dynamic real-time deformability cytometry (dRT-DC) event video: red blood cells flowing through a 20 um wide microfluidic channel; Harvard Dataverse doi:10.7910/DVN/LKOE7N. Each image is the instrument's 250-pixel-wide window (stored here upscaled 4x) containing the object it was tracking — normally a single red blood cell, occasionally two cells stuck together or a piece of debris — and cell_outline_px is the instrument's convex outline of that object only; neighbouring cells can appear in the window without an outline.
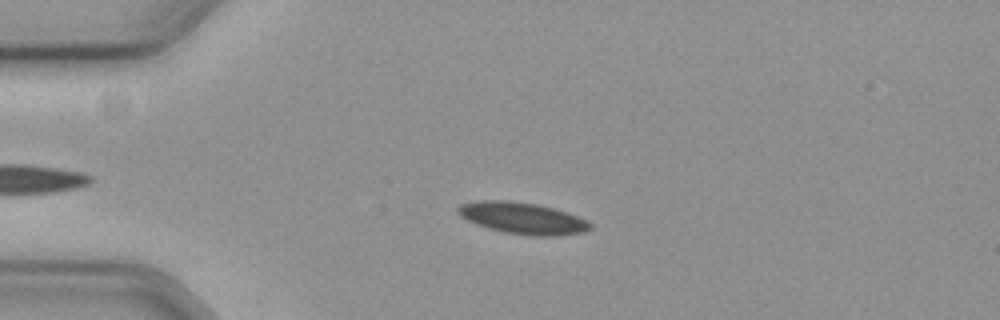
{"species": "common noctule bat (a hibernating species)", "species_latin": "Nyctalus noctula", "temperature_condition": "cold", "stored_images_in_passage": 51, "camera_frame_rate_fps": 3000, "um_per_image_px": 0.085, "animal": {"sex": "female", "body_mass_g": 19.3, "forearm_length_mm": 54.1}, "frame": {"image": 1, "passage_image": 12, "time_ms": 3.667, "image_size_px": [1000, 320], "cell_outline_px": [[592, 228], [584, 232], [556, 236], [532, 236], [504, 232], [488, 228], [476, 224], [460, 216], [456, 212], [456, 208], [460, 204], [476, 200], [504, 200], [536, 204], [552, 208], [588, 220], [592, 224]], "centroid_in_image_um": [44.39, 18.55], "position_along_channel_um": 40.6, "area_um2": 24.33}}
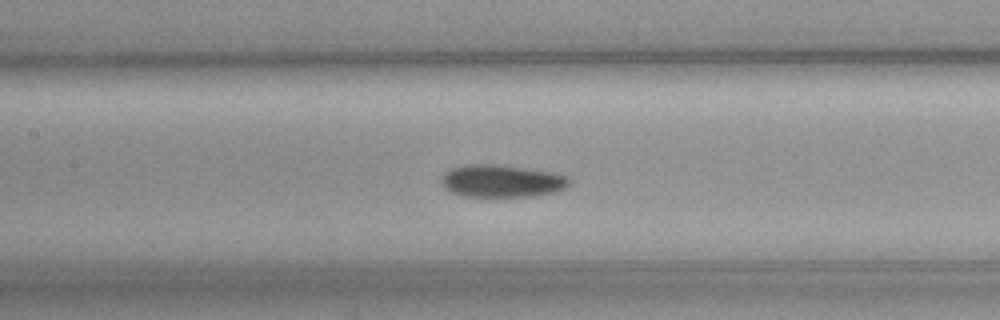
{"frame": {"image": 2, "passage_image": 25, "time_ms": 8.0, "image_size_px": [1000, 320], "cell_outline_px": [[572, 184], [556, 192], [532, 196], [464, 196], [452, 192], [440, 180], [444, 172], [452, 168], [468, 164], [492, 164], [528, 168], [552, 172], [568, 176], [572, 180]], "centroid_in_image_um": [42.71, 15.37], "position_along_channel_um": 164.7, "area_um2": 24.16}}
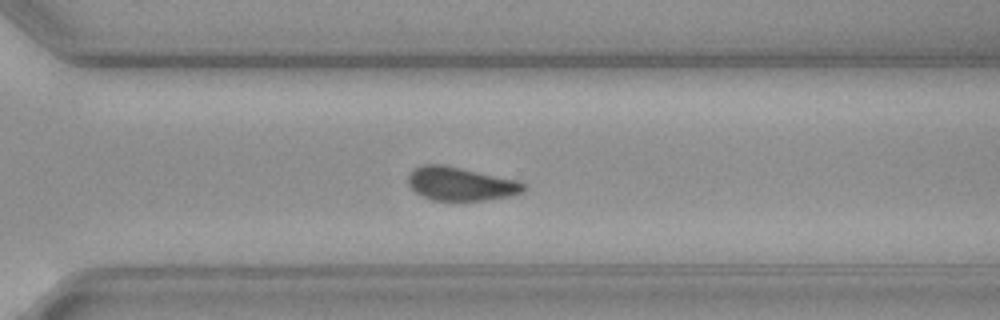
{"frame": {"image": 3, "passage_image": 39, "time_ms": 12.667, "image_size_px": [1000, 320], "cell_outline_px": [[528, 188], [524, 192], [512, 196], [484, 200], [432, 200], [416, 192], [408, 184], [408, 176], [412, 168], [424, 164], [444, 164], [520, 180]], "centroid_in_image_um": [39.2, 15.61], "position_along_channel_um": 331.4, "area_um2": 22.89}, "authors_computed_cell_mechanics": {"area_um2": 23.5824, "velocity_mm_per_s": 3.5826, "shape_relaxation_time_tau1_ms": 4.9814, "shape_relaxation_time_tau2_ms": null, "deformation_change_tau1": 0.076, "deformation_change_tau2": null}}